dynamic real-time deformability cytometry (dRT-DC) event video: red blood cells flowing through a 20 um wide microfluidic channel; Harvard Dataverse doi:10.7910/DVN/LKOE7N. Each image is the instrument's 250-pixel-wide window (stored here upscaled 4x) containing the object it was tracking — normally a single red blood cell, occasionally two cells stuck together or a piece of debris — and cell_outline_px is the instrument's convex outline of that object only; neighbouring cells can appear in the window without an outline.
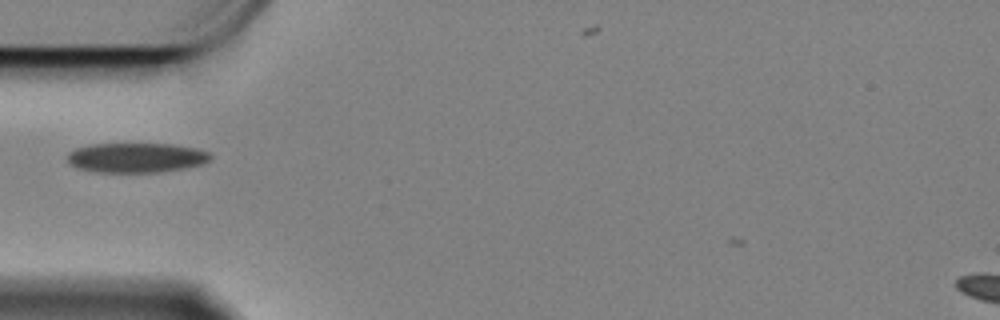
{"species": "Egyptian fruit bat (a non-hibernating species)", "species_latin": "Rousettus aegyptiacus", "temperature_condition": "cold", "stored_images_in_passage": 36, "camera_frame_rate_fps": 3000, "um_per_image_px": 0.085, "animal": {"sex": "female"}, "frame": {"image": 1, "passage_image": 2, "time_ms": 0.333, "image_size_px": [1000, 320], "cell_outline_px": [[212, 156], [208, 160], [200, 164], [184, 168], [160, 172], [96, 172], [76, 168], [68, 164], [68, 152], [76, 148], [92, 144], [172, 144], [196, 148], [208, 152]], "centroid_in_image_um": [11.53, 13.4], "position_along_channel_um": 73.5, "area_um2": 24.74}}
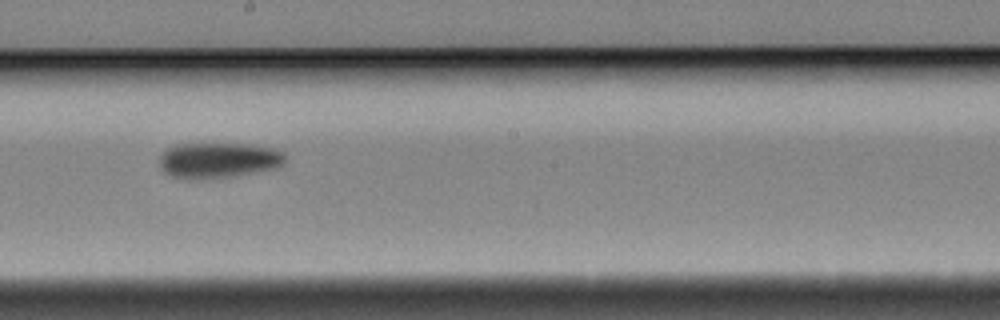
{"frame": {"image": 2, "passage_image": 16, "time_ms": 5.0, "image_size_px": [1000, 320], "cell_outline_px": [[284, 164], [276, 168], [236, 176], [200, 180], [188, 180], [172, 176], [164, 172], [160, 164], [160, 156], [168, 148], [176, 144], [252, 144], [272, 148], [284, 152]], "centroid_in_image_um": [18.57, 13.64], "position_along_channel_um": 229.6, "area_um2": 26.3}}
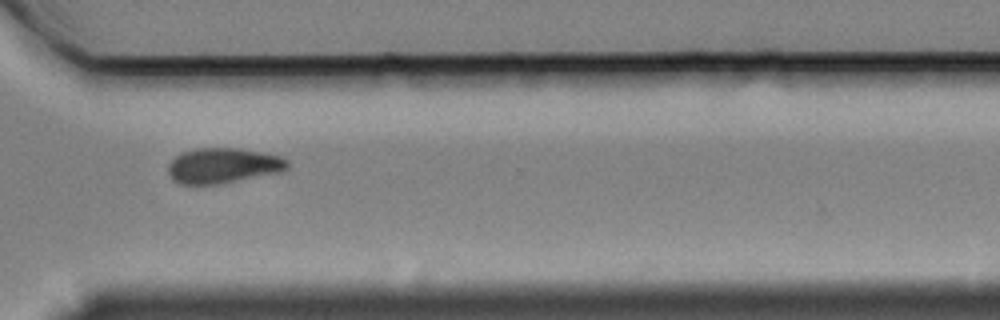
{"frame": {"image": 3, "passage_image": 27, "time_ms": 8.667, "image_size_px": [1000, 320], "cell_outline_px": [[288, 168], [280, 172], [220, 184], [180, 184], [172, 180], [168, 172], [168, 164], [180, 152], [196, 148], [240, 148], [280, 156], [288, 160]], "centroid_in_image_um": [18.94, 14.07], "position_along_channel_um": 351.7, "area_um2": 24.62}, "authors_computed_cell_mechanics": {"area_um2": 25.2875, "velocity_mm_per_s": 3.3268, "shape_relaxation_time_tau1_ms": 2.8547, "shape_relaxation_time_tau2_ms": null, "deformation_change_tau1": 0.1019, "deformation_change_tau2": null}}